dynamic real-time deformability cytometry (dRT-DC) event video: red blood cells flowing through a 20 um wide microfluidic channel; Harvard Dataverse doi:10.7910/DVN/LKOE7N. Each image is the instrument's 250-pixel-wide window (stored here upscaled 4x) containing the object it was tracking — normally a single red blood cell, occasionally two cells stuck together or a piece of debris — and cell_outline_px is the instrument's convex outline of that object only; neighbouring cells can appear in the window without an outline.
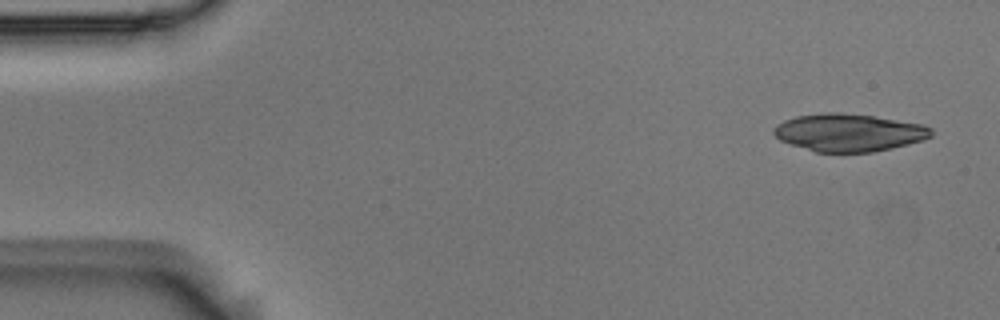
{"species": "Egyptian fruit bat (a non-hibernating species)", "species_latin": "Rousettus aegyptiacus", "temperature_condition": "room temperature", "stored_images_in_passage": 4, "camera_frame_rate_fps": 3000, "um_per_image_px": 0.085, "animal": {"sex": "male"}, "frame": {"image": 1, "passage_image": 1, "time_ms": 0.0, "image_size_px": [1000, 320], "cell_outline_px": [[932, 136], [924, 140], [908, 144], [872, 152], [816, 152], [780, 140], [772, 132], [772, 128], [776, 124], [784, 120], [796, 116], [824, 112], [840, 112], [872, 116], [924, 124], [932, 128]], "centroid_in_image_um": [72.15, 11.26], "position_along_channel_um": 12.9, "area_um2": 34.56}}